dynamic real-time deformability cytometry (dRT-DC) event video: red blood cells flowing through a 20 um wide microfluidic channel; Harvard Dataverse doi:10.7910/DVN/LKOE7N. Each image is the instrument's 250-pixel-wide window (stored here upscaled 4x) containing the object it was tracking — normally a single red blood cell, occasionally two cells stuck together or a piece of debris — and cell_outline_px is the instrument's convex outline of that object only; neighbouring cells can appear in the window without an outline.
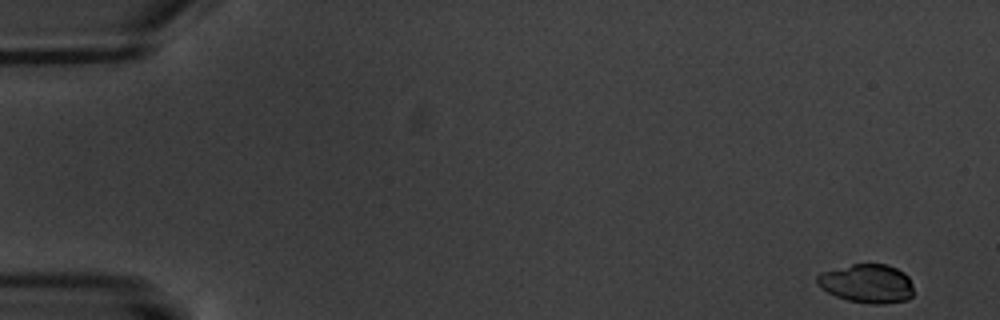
{"species": "common noctule bat (a hibernating species)", "species_latin": "Nyctalus noctula", "temperature_condition": "warm", "stored_images_in_passage": 6, "camera_frame_rate_fps": 3000, "um_per_image_px": 0.085, "animal": {"sex": "male", "body_mass_g": 20.1, "forearm_length_mm": 53.5}, "frame": {"image": 1, "passage_image": 1, "time_ms": 0.0, "image_size_px": [1000, 320], "cell_outline_px": [[912, 296], [908, 300], [884, 304], [868, 304], [848, 300], [836, 296], [820, 288], [816, 284], [816, 276], [820, 272], [852, 264], [888, 264], [904, 272], [908, 276], [912, 284]], "centroid_in_image_um": [73.69, 24.1], "position_along_channel_um": 11.3, "area_um2": 22.08}}
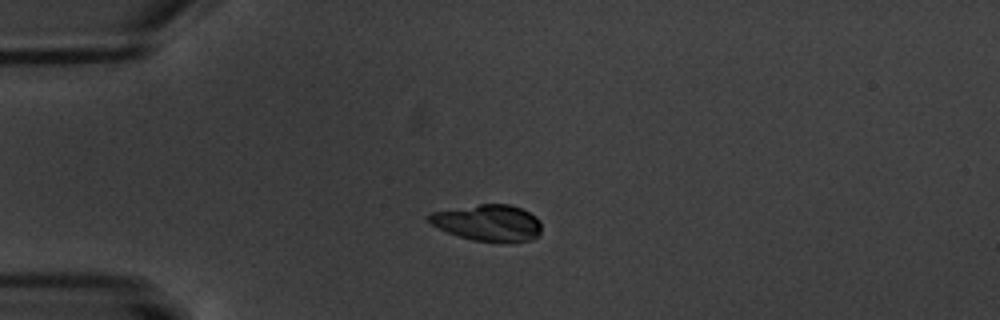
{"frame": {"image": 2, "passage_image": 4, "time_ms": 4.333, "image_size_px": [1000, 320], "cell_outline_px": [[540, 236], [532, 240], [512, 244], [500, 244], [472, 240], [448, 232], [432, 224], [424, 216], [432, 212], [480, 204], [508, 204], [520, 208], [536, 216], [540, 220]], "centroid_in_image_um": [41.54, 18.98], "position_along_channel_um": 43.5, "area_um2": 24.39}}